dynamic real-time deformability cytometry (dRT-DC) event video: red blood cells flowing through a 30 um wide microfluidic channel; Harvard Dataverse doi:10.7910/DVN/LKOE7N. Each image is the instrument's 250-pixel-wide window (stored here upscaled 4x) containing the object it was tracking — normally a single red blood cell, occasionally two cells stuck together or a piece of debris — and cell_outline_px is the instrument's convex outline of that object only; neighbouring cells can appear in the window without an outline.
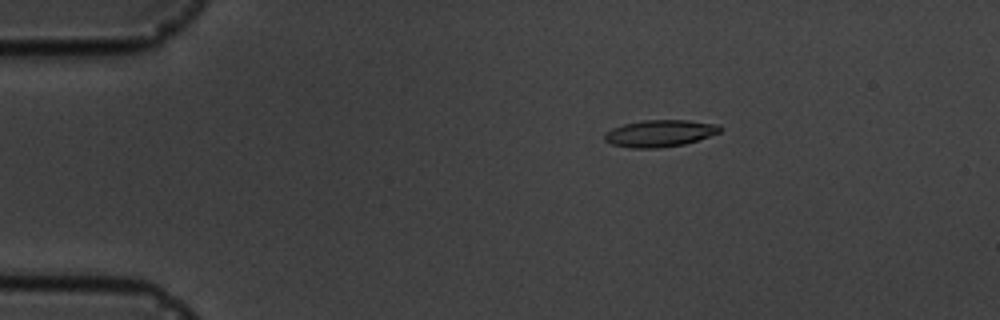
{"species": "common noctule bat (a hibernating species)", "species_latin": "Nyctalus noctula", "temperature_condition": "cold", "stored_images_in_passage": 5, "camera_frame_rate_fps": 3000, "um_per_image_px": 0.085, "animal": {"sex": "male", "body_mass_g": 19.5, "forearm_length_mm": 54.6}, "frame": {"image": 1, "passage_image": 3, "time_ms": 2.333, "image_size_px": [1000, 320], "cell_outline_px": [[724, 128], [720, 132], [684, 144], [656, 148], [632, 148], [612, 144], [604, 140], [604, 136], [612, 128], [624, 124], [644, 120], [688, 120], [720, 124]], "centroid_in_image_um": [56.12, 11.32], "position_along_channel_um": 28.9, "area_um2": 17.98}}
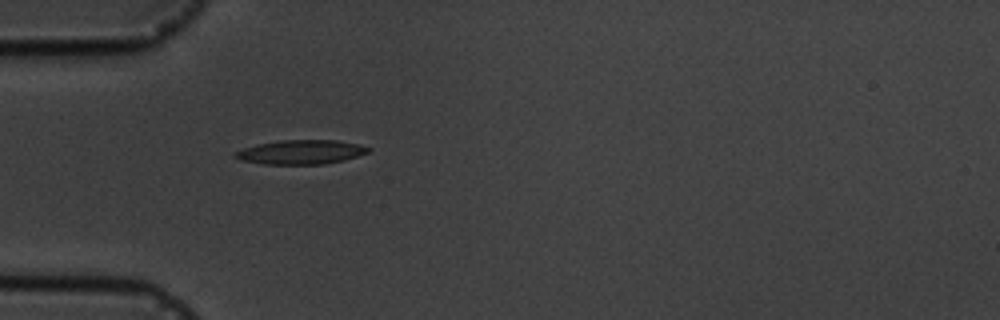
{"frame": {"image": 2, "passage_image": 5, "time_ms": 4.667, "image_size_px": [1000, 320], "cell_outline_px": [[372, 148], [368, 152], [344, 160], [324, 164], [264, 164], [240, 160], [232, 156], [232, 152], [256, 144], [280, 140], [336, 140], [360, 144]], "centroid_in_image_um": [25.54, 12.92], "position_along_channel_um": 59.5, "area_um2": 18.9}}